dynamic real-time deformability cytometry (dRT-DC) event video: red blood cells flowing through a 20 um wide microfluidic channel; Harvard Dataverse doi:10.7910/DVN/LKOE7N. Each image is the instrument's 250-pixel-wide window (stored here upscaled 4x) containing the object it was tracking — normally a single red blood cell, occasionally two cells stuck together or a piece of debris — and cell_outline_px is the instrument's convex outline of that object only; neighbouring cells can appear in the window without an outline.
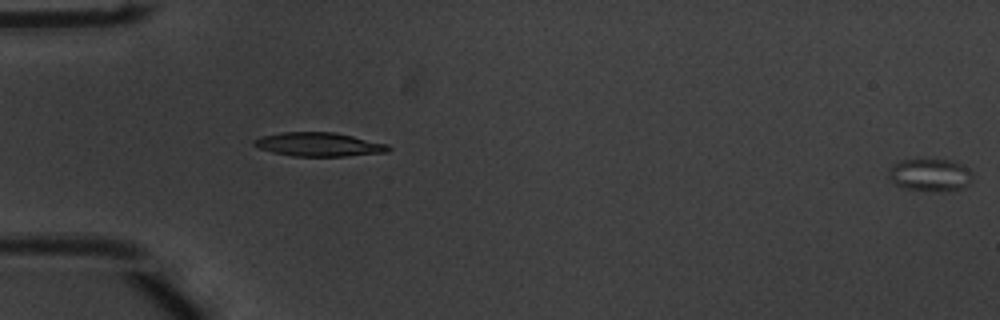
{"species": "common noctule bat (a hibernating species)", "species_latin": "Nyctalus noctula", "temperature_condition": "warm", "stored_images_in_passage": 13, "segment_of_instrument_passage": [2, 2], "camera_frame_rate_fps": 3000, "um_per_image_px": 0.085, "animal": {"sex": "male", "body_mass_g": 20.1, "forearm_length_mm": 53.5}, "frame": {"image": 1, "passage_image": 13, "time_ms": 4.0, "image_size_px": [1000, 320], "cell_outline_px": [[972, 180], [968, 184], [960, 188], [904, 188], [896, 184], [888, 176], [888, 168], [892, 164], [900, 160], [916, 156], [952, 160], [968, 168], [972, 172]], "centroid_in_image_um": [78.99, 14.74], "position_along_channel_um": 6.0, "area_um2": 15.84}}